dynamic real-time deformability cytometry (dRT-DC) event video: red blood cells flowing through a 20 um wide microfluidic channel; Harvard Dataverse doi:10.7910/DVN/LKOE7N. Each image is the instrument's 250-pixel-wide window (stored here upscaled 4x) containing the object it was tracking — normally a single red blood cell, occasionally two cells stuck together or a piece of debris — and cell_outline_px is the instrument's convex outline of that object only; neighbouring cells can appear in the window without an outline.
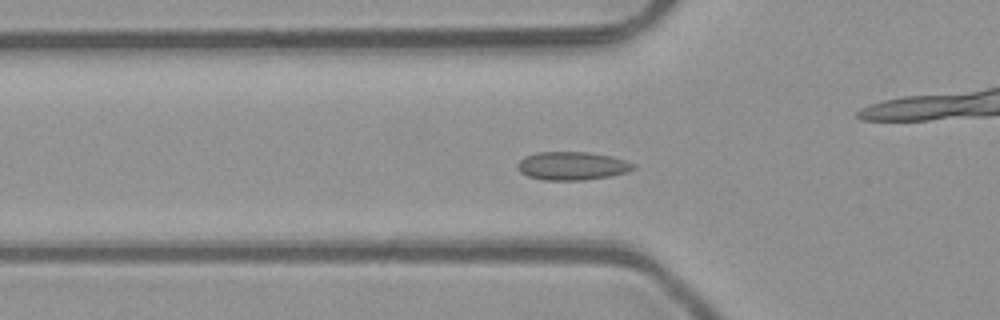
{"species": "common noctule bat (a hibernating species)", "species_latin": "Nyctalus noctula", "temperature_condition": "room temperature", "stored_images_in_passage": 49, "camera_frame_rate_fps": 3000, "um_per_image_px": 0.085, "animal": {"sex": "male", "body_mass_g": 23.1, "forearm_length_mm": 52.7}, "frame": {"image": 1, "passage_image": 15, "time_ms": 4.667, "image_size_px": [1000, 320], "cell_outline_px": [[636, 168], [628, 172], [608, 176], [584, 180], [544, 180], [528, 176], [520, 172], [516, 168], [516, 164], [524, 156], [536, 152], [588, 152], [612, 156], [636, 164]], "centroid_in_image_um": [48.62, 14.09], "position_along_channel_um": 77.2, "area_um2": 19.25}}
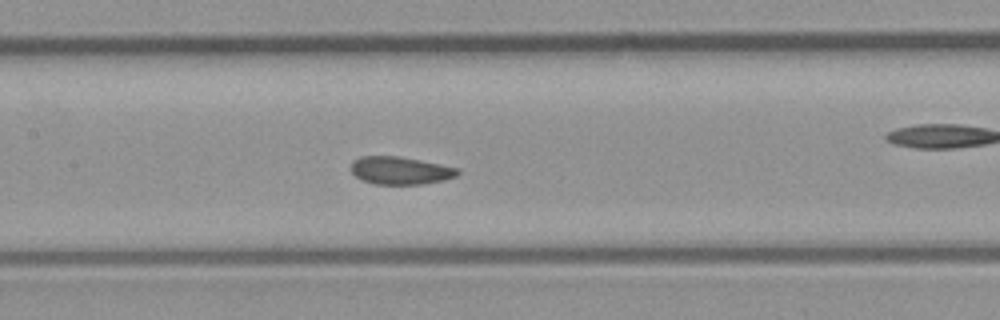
{"frame": {"image": 2, "passage_image": 22, "time_ms": 7.0, "image_size_px": [1000, 320], "cell_outline_px": [[460, 172], [456, 176], [444, 180], [424, 184], [376, 184], [364, 180], [356, 176], [352, 172], [352, 160], [360, 156], [400, 156], [460, 168]], "centroid_in_image_um": [34.06, 14.48], "position_along_channel_um": 173.3, "area_um2": 17.22}}
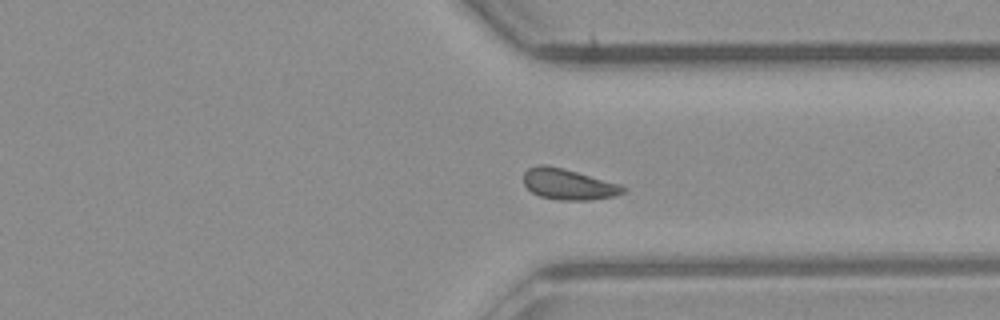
{"frame": {"image": 3, "passage_image": 36, "time_ms": 11.667, "image_size_px": [1000, 320], "cell_outline_px": [[628, 188], [624, 192], [616, 196], [588, 200], [556, 200], [540, 196], [532, 192], [524, 184], [524, 172], [528, 168], [540, 164], [544, 164], [564, 168], [620, 184]], "centroid_in_image_um": [48.32, 15.66], "position_along_channel_um": 363.1, "area_um2": 17.98}}